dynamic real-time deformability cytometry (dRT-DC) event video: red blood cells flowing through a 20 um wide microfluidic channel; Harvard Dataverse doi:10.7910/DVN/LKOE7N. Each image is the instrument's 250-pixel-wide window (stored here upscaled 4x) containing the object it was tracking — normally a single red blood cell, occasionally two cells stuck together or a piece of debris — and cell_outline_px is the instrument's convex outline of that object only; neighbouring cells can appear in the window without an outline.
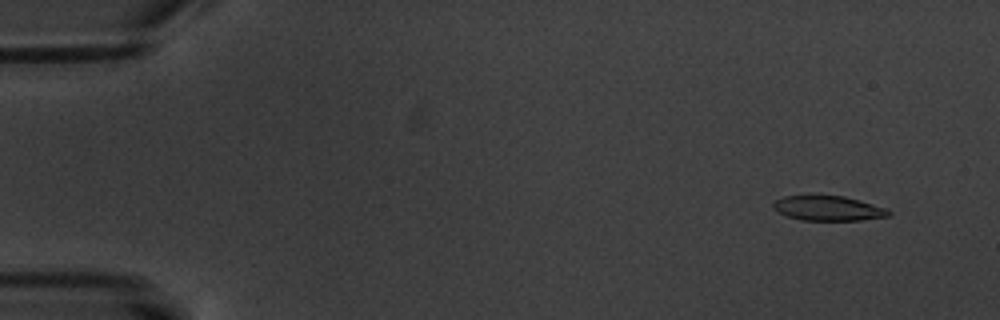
{"species": "common noctule bat (a hibernating species)", "species_latin": "Nyctalus noctula", "temperature_condition": "warm", "stored_images_in_passage": 6, "camera_frame_rate_fps": 3000, "um_per_image_px": 0.085, "animal": {"sex": "male", "body_mass_g": 20.1, "forearm_length_mm": 53.5}, "frame": {"image": 1, "passage_image": 1, "time_ms": 0.0, "image_size_px": [1000, 320], "cell_outline_px": [[892, 216], [860, 220], [800, 220], [788, 216], [772, 208], [772, 204], [776, 200], [784, 196], [844, 196], [888, 208], [892, 212]], "centroid_in_image_um": [70.45, 17.71], "position_along_channel_um": 14.5, "area_um2": 16.65}}
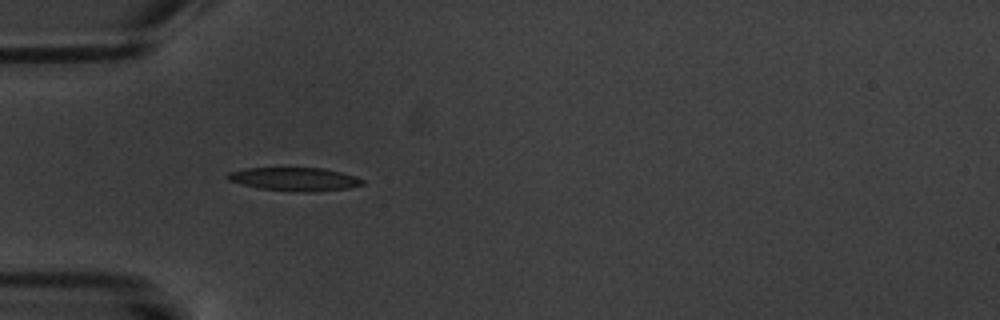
{"frame": {"image": 2, "passage_image": 5, "time_ms": 4.667, "image_size_px": [1000, 320], "cell_outline_px": [[364, 184], [348, 188], [308, 192], [292, 192], [260, 188], [228, 180], [224, 176], [228, 172], [244, 168], [324, 168], [356, 176], [364, 180]], "centroid_in_image_um": [25.03, 15.22], "position_along_channel_um": 60.0, "area_um2": 18.38}}